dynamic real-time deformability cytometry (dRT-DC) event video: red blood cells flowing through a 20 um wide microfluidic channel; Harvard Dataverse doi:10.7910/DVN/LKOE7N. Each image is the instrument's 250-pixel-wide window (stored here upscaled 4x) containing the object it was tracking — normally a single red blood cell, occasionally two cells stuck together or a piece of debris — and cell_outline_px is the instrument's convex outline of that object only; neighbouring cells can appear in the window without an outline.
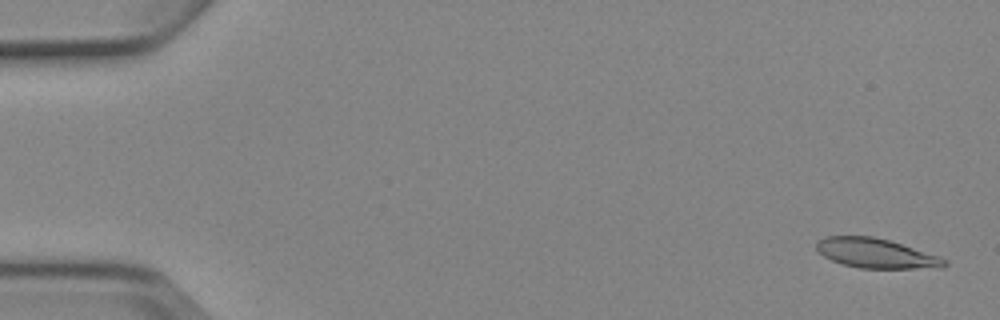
{"species": "Egyptian fruit bat (a non-hibernating species)", "species_latin": "Rousettus aegyptiacus", "temperature_condition": "cold", "stored_images_in_passage": 5, "camera_frame_rate_fps": 3000, "um_per_image_px": 0.085, "animal": {"sex": "female"}, "frame": {"image": 1, "passage_image": 1, "time_ms": 0.0, "image_size_px": [1000, 320], "cell_outline_px": [[948, 264], [944, 268], [860, 268], [844, 264], [832, 260], [824, 256], [816, 248], [816, 240], [824, 236], [872, 236], [888, 240], [940, 256], [948, 260]], "centroid_in_image_um": [74.48, 21.53], "position_along_channel_um": 10.5, "area_um2": 22.08}}
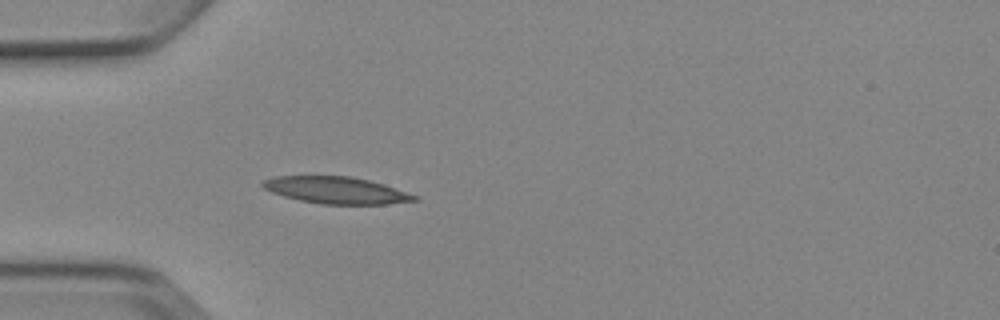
{"frame": {"image": 2, "passage_image": 5, "time_ms": 4.667, "image_size_px": [1000, 320], "cell_outline_px": [[420, 200], [388, 204], [320, 204], [300, 200], [284, 196], [272, 192], [264, 188], [260, 184], [264, 180], [276, 176], [352, 176], [384, 184], [420, 196]], "centroid_in_image_um": [28.63, 16.17], "position_along_channel_um": 56.4, "area_um2": 23.81}}